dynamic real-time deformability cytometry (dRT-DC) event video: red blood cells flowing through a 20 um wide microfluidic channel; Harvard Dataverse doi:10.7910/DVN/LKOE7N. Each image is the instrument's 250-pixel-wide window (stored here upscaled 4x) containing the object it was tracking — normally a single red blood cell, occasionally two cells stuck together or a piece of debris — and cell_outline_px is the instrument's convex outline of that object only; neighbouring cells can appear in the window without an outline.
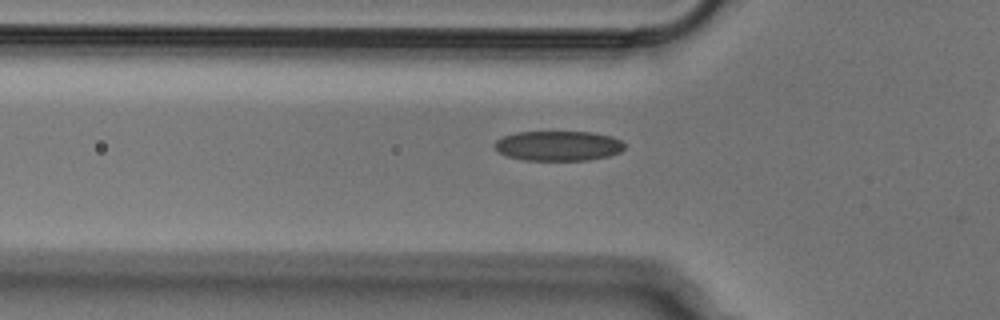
{"species": "Egyptian fruit bat (a non-hibernating species)", "species_latin": "Rousettus aegyptiacus", "temperature_condition": "cold", "stored_images_in_passage": 29, "camera_frame_rate_fps": 3000, "um_per_image_px": 0.085, "animal": {"sex": "male"}, "frame": {"image": 1, "passage_image": 3, "time_ms": 0.667, "image_size_px": [1000, 320], "cell_outline_px": [[624, 148], [620, 152], [608, 156], [588, 160], [524, 160], [504, 156], [492, 144], [496, 140], [504, 136], [516, 132], [592, 132], [612, 136], [620, 140], [624, 144]], "centroid_in_image_um": [47.43, 12.39], "position_along_channel_um": 78.4, "area_um2": 22.72}}
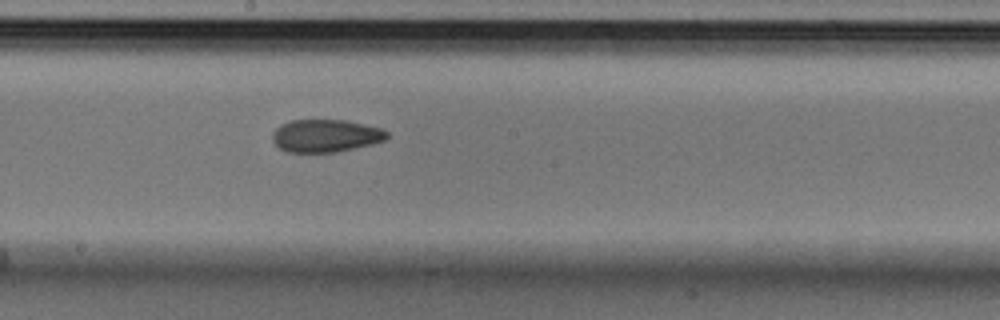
{"frame": {"image": 2, "passage_image": 14, "time_ms": 4.333, "image_size_px": [1000, 320], "cell_outline_px": [[388, 136], [384, 140], [372, 144], [336, 152], [288, 152], [280, 148], [272, 140], [272, 132], [280, 124], [292, 120], [348, 120], [380, 128], [388, 132]], "centroid_in_image_um": [27.66, 11.53], "position_along_channel_um": 220.5, "area_um2": 21.79}}
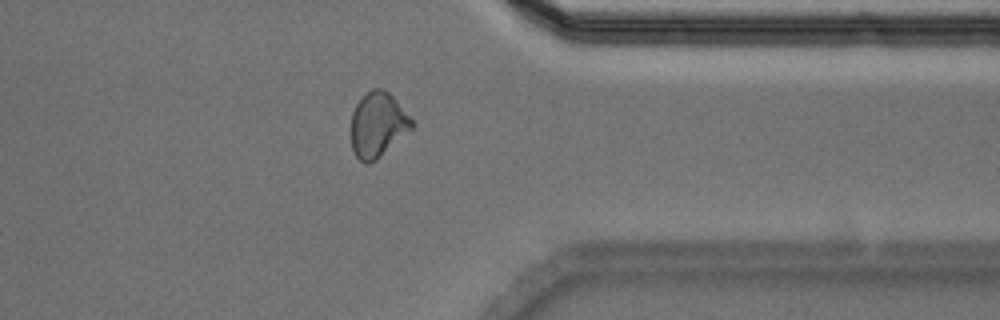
{"frame": {"image": 3, "passage_image": 27, "time_ms": 8.667, "image_size_px": [1000, 320], "cell_outline_px": [[416, 124], [412, 128], [376, 160], [368, 164], [364, 164], [356, 156], [352, 148], [352, 112], [356, 104], [372, 88], [384, 88], [392, 96]], "centroid_in_image_um": [32.11, 10.61], "position_along_channel_um": 379.3, "area_um2": 22.6}}